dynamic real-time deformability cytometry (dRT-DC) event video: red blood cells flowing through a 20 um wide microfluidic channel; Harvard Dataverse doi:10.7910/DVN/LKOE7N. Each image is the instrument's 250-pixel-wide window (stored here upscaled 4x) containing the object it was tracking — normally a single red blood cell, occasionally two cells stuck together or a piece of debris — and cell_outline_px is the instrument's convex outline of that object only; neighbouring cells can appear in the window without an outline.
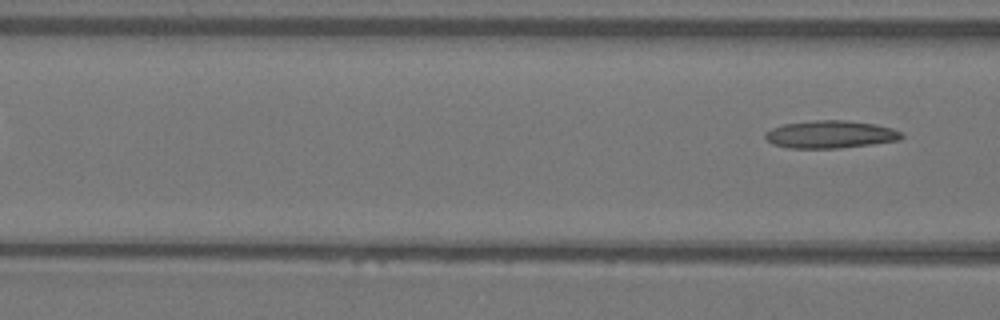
{"species": "Egyptian fruit bat (a non-hibernating species)", "species_latin": "Rousettus aegyptiacus", "temperature_condition": "warm", "stored_images_in_passage": 3, "camera_frame_rate_fps": 3000, "um_per_image_px": 0.085, "animal": {"sex": "female"}, "frame": {"image": 1, "passage_image": 3, "time_ms": 0.667, "image_size_px": [1000, 320], "cell_outline_px": [[904, 136], [900, 140], [872, 144], [840, 148], [788, 148], [772, 144], [764, 136], [764, 132], [772, 128], [784, 124], [816, 120], [848, 120], [876, 124], [892, 128], [900, 132]], "centroid_in_image_um": [70.58, 11.42], "position_along_channel_um": 96.0, "area_um2": 22.02}}